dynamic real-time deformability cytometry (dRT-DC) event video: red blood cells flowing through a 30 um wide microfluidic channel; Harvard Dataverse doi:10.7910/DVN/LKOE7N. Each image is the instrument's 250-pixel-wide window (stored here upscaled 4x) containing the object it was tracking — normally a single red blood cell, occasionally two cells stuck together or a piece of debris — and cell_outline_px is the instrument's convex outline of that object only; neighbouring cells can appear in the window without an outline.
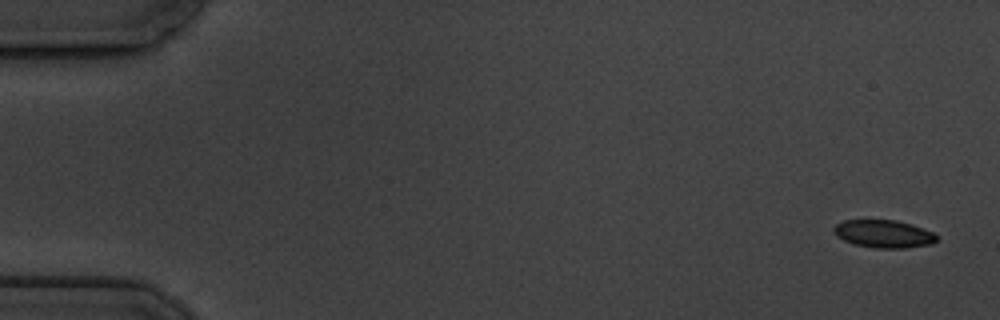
{"species": "common noctule bat (a hibernating species)", "species_latin": "Nyctalus noctula", "temperature_condition": "cold", "stored_images_in_passage": 5, "camera_frame_rate_fps": 3000, "um_per_image_px": 0.085, "animal": {"sex": "male", "body_mass_g": 19.5, "forearm_length_mm": 54.6}, "frame": {"image": 1, "passage_image": 1, "time_ms": 0.0, "image_size_px": [1000, 320], "cell_outline_px": [[936, 240], [932, 244], [904, 248], [876, 248], [856, 244], [844, 240], [836, 236], [832, 228], [836, 224], [844, 220], [896, 220], [912, 224], [924, 228], [932, 232], [936, 236]], "centroid_in_image_um": [75.11, 19.87], "position_along_channel_um": 9.9, "area_um2": 16.59}}
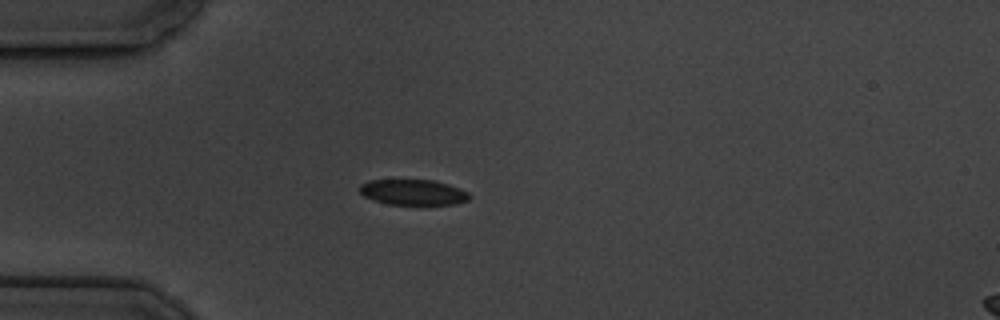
{"frame": {"image": 2, "passage_image": 5, "time_ms": 4.667, "image_size_px": [1000, 320], "cell_outline_px": [[472, 196], [468, 200], [456, 204], [388, 204], [372, 200], [364, 196], [360, 192], [360, 184], [368, 180], [432, 180], [448, 184], [460, 188], [468, 192]], "centroid_in_image_um": [35.12, 16.34], "position_along_channel_um": 49.9, "area_um2": 16.36}}